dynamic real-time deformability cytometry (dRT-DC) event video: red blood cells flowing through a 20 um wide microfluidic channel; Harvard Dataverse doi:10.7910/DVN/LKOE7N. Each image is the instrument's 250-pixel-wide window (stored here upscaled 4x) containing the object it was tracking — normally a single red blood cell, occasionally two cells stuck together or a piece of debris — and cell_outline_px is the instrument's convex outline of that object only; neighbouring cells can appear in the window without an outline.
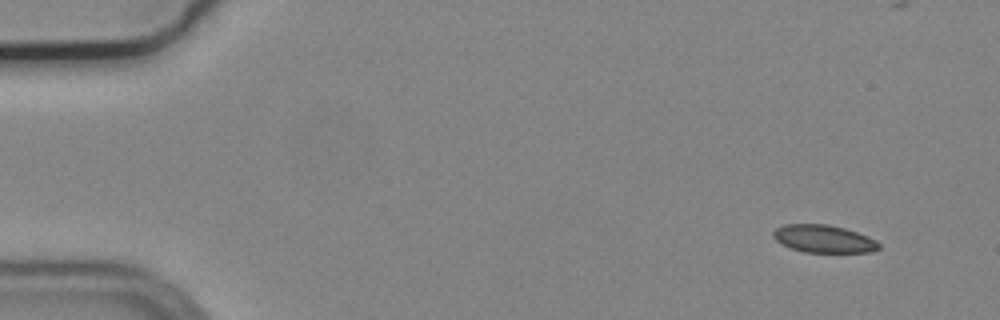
{"species": "common noctule bat (a hibernating species)", "species_latin": "Nyctalus noctula", "temperature_condition": "cold", "stored_images_in_passage": 52, "camera_frame_rate_fps": 3000, "um_per_image_px": 0.085, "animal": {"sex": "male", "body_mass_g": 19.2, "forearm_length_mm": 51.8}, "frame": {"image": 1, "passage_image": 1, "time_ms": 0.0, "image_size_px": [1000, 320], "cell_outline_px": [[880, 248], [872, 252], [804, 252], [792, 248], [776, 240], [772, 236], [772, 232], [776, 228], [784, 224], [828, 224], [844, 228], [868, 236], [876, 240], [880, 244]], "centroid_in_image_um": [70.03, 20.29], "position_along_channel_um": 15.0, "area_um2": 16.99}}
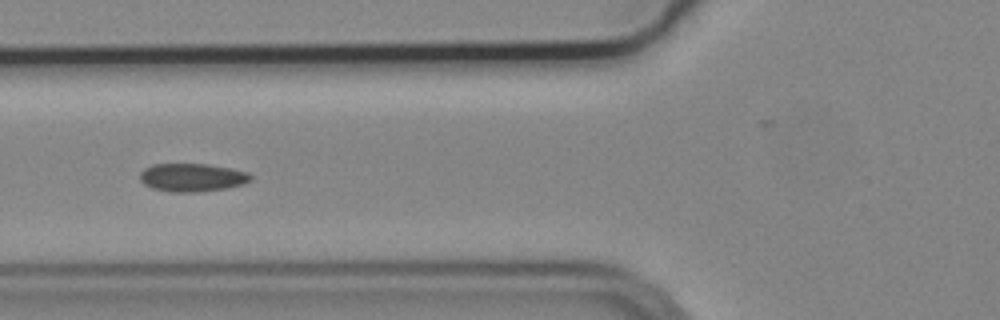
{"frame": {"image": 2, "passage_image": 18, "time_ms": 5.667, "image_size_px": [1000, 320], "cell_outline_px": [[252, 180], [244, 184], [228, 188], [196, 192], [172, 192], [152, 188], [144, 184], [140, 180], [140, 172], [144, 168], [152, 164], [208, 164], [232, 168], [248, 172], [252, 176]], "centroid_in_image_um": [16.35, 15.08], "position_along_channel_um": 109.4, "area_um2": 18.38}}
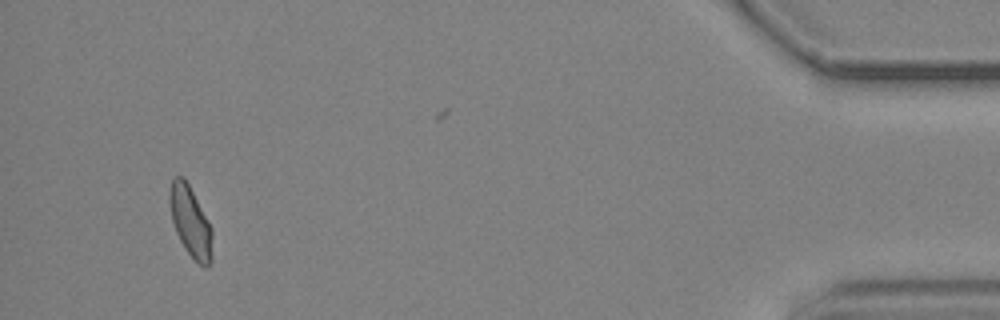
{"frame": {"image": 3, "passage_image": 49, "time_ms": 16.0, "image_size_px": [1000, 320], "cell_outline_px": [[212, 260], [204, 268], [188, 252], [180, 240], [176, 232], [172, 220], [168, 200], [168, 192], [172, 180], [176, 176], [184, 176], [208, 220], [212, 228]], "centroid_in_image_um": [16.18, 18.8], "position_along_channel_um": 419.0, "area_um2": 17.46}, "authors_computed_cell_mechanics": {"area_um2": 17.7735, "velocity_mm_per_s": 3.7227, "shape_relaxation_time_tau1_ms": null, "shape_relaxation_time_tau2_ms": 4.1914, "deformation_change_tau1": null, "deformation_change_tau2": 0.0639}}